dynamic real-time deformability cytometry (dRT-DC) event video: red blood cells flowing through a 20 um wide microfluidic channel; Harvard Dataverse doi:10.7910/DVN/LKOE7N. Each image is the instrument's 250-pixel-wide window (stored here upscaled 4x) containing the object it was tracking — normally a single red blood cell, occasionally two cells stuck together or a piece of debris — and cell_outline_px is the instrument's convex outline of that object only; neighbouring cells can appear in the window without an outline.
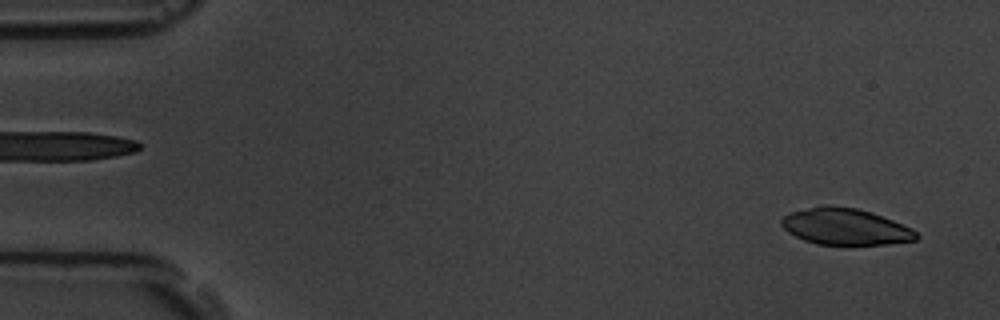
{"species": "common noctule bat (a hibernating species)", "species_latin": "Nyctalus noctula", "temperature_condition": "room temperature", "stored_images_in_passage": 5, "camera_frame_rate_fps": 3000, "um_per_image_px": 0.085, "animal": {"sex": "male", "body_mass_g": 19.5, "forearm_length_mm": 54.6}, "frame": {"image": 1, "passage_image": 5, "time_ms": 4.667, "image_size_px": [1000, 320], "cell_outline_px": [[920, 236], [916, 240], [888, 244], [816, 244], [804, 240], [788, 232], [780, 224], [780, 220], [784, 216], [792, 212], [824, 204], [828, 204], [856, 208], [872, 212], [912, 228]], "centroid_in_image_um": [71.85, 19.25], "position_along_channel_um": 13.1, "area_um2": 28.61}}